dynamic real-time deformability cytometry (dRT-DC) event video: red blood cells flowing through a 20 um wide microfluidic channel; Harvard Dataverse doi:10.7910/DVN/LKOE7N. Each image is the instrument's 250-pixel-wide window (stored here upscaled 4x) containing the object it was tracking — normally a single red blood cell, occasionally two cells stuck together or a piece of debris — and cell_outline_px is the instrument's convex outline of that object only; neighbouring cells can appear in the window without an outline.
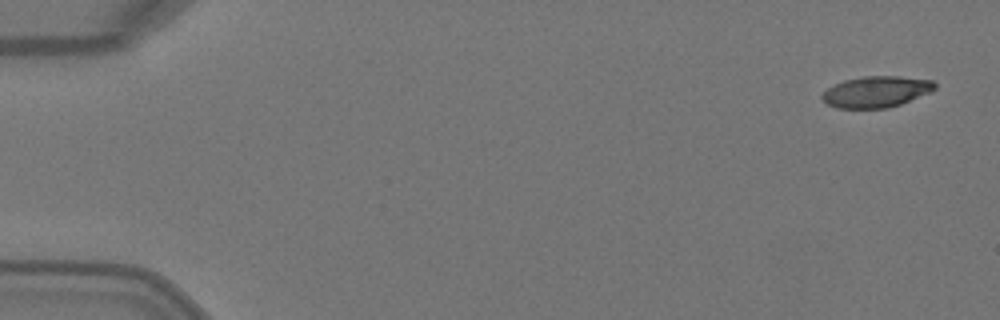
{"species": "Egyptian fruit bat (a non-hibernating species)", "species_latin": "Rousettus aegyptiacus", "temperature_condition": "warm", "stored_images_in_passage": 5, "segment_of_instrument_passage": [1, 2], "camera_frame_rate_fps": 3000, "um_per_image_px": 0.085, "animal": {"sex": "female"}, "frame": {"image": 1, "passage_image": 1, "time_ms": 0.0, "image_size_px": [1000, 320], "cell_outline_px": [[936, 88], [932, 92], [900, 104], [888, 108], [836, 108], [828, 104], [820, 96], [828, 88], [844, 80], [864, 76], [900, 76], [932, 80], [936, 84]], "centroid_in_image_um": [74.51, 7.8], "position_along_channel_um": 10.5, "area_um2": 20.46}}
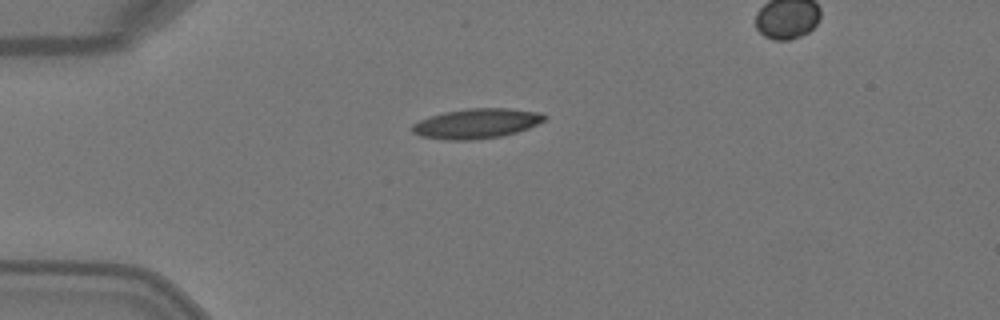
{"frame": {"image": 2, "passage_image": 4, "time_ms": 1.0, "image_size_px": [1000, 320], "cell_outline_px": [[548, 116], [544, 120], [528, 128], [516, 132], [500, 136], [472, 140], [448, 140], [420, 136], [412, 132], [412, 124], [420, 120], [444, 112], [468, 108], [508, 108], [540, 112]], "centroid_in_image_um": [40.51, 10.49], "position_along_channel_um": 44.5, "area_um2": 22.89}}